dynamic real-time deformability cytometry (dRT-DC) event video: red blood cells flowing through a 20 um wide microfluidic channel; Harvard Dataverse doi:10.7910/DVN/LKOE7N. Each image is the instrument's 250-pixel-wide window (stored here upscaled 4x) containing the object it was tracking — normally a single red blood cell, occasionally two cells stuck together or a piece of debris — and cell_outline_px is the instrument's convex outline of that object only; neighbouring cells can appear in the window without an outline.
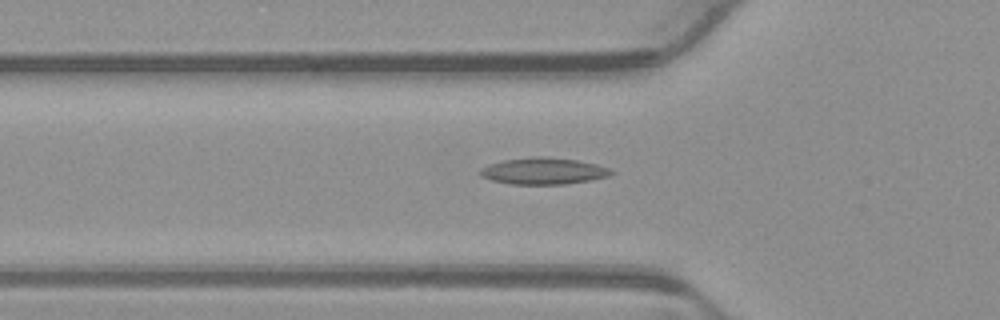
{"species": "common noctule bat (a hibernating species)", "species_latin": "Nyctalus noctula", "temperature_condition": "warm", "stored_images_in_passage": 47, "camera_frame_rate_fps": 3000, "um_per_image_px": 0.085, "animal": {"sex": "male", "body_mass_g": 23.1, "forearm_length_mm": 52.7}, "frame": {"image": 1, "passage_image": 12, "time_ms": 3.667, "image_size_px": [1000, 320], "cell_outline_px": [[616, 172], [608, 176], [592, 180], [564, 184], [512, 184], [492, 180], [480, 176], [480, 168], [488, 164], [504, 160], [536, 156], [544, 156], [576, 160], [596, 164], [608, 168]], "centroid_in_image_um": [46.19, 14.53], "position_along_channel_um": 79.6, "area_um2": 20.29}}
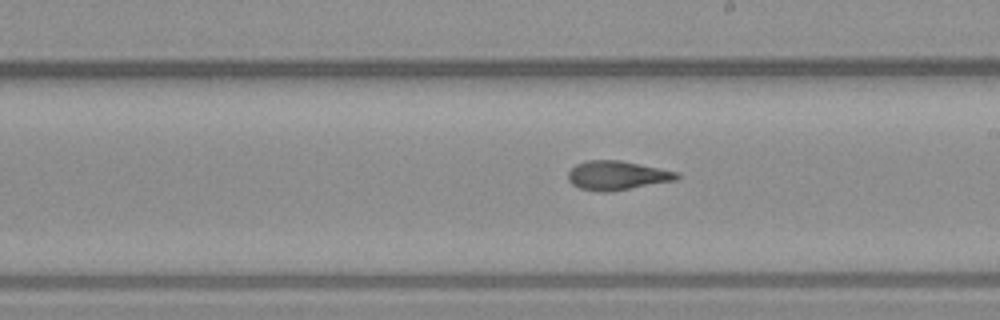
{"frame": {"image": 2, "passage_image": 24, "time_ms": 7.667, "image_size_px": [1000, 320], "cell_outline_px": [[680, 176], [676, 180], [608, 192], [600, 192], [580, 188], [572, 184], [568, 180], [568, 172], [576, 164], [588, 160], [620, 160], [680, 172]], "centroid_in_image_um": [52.45, 14.91], "position_along_channel_um": 236.5, "area_um2": 18.38}}
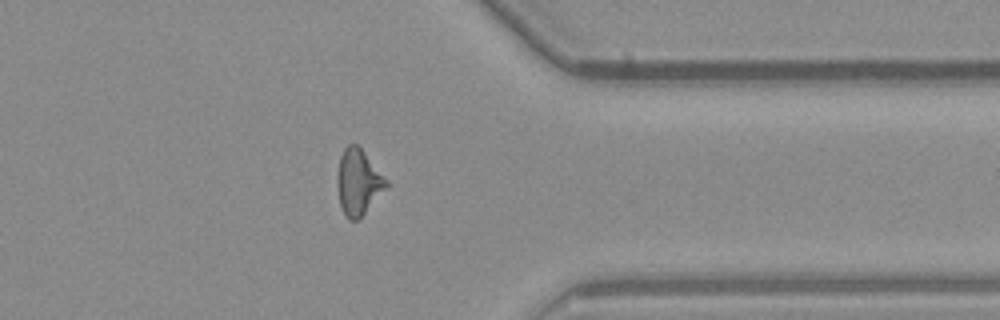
{"frame": {"image": 3, "passage_image": 36, "time_ms": 11.667, "image_size_px": [1000, 320], "cell_outline_px": [[388, 184], [364, 212], [356, 220], [348, 220], [344, 216], [340, 204], [336, 184], [336, 176], [340, 156], [344, 148], [348, 144], [356, 144], [364, 152], [388, 180]], "centroid_in_image_um": [30.4, 15.46], "position_along_channel_um": 381.0, "area_um2": 18.44}, "authors_computed_cell_mechanics": {"area_um2": 18.4382, "velocity_mm_per_s": 3.8963, "shape_relaxation_time_tau1_ms": null, "shape_relaxation_time_tau2_ms": 2.559, "deformation_change_tau1": null, "deformation_change_tau2": 0.1051}}